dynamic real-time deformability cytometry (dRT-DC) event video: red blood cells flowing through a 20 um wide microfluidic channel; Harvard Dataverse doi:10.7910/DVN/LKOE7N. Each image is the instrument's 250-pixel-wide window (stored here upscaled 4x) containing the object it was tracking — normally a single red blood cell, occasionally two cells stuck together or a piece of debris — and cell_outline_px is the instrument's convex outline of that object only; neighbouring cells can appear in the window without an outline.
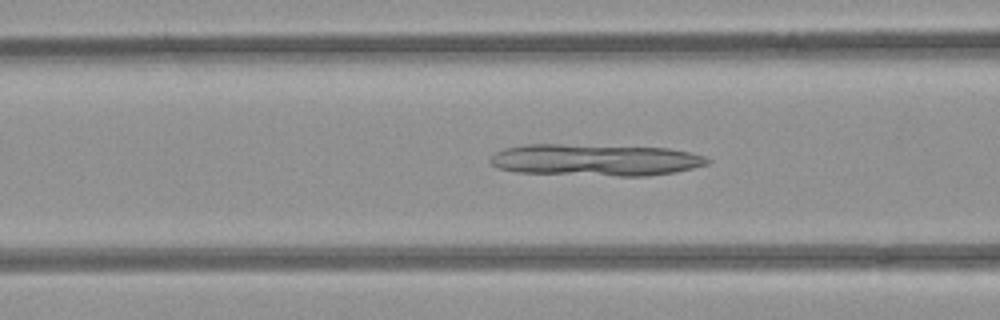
{"species": "common noctule bat (a hibernating species)", "species_latin": "Nyctalus noctula", "temperature_condition": "room temperature", "stored_images_in_passage": 39, "camera_frame_rate_fps": 3000, "um_per_image_px": 0.085, "animal": {"sex": "female", "body_mass_g": 21.9}, "frame": {"image": 1, "passage_image": 8, "time_ms": 2.333, "image_size_px": [1000, 320], "cell_outline_px": [[712, 160], [708, 164], [676, 172], [648, 176], [620, 176], [516, 172], [500, 168], [492, 164], [488, 160], [496, 152], [504, 148], [528, 144], [560, 144], [668, 148], [688, 152], [704, 156]], "centroid_in_image_um": [50.62, 13.6], "position_along_channel_um": 116.0, "area_um2": 40.17}}
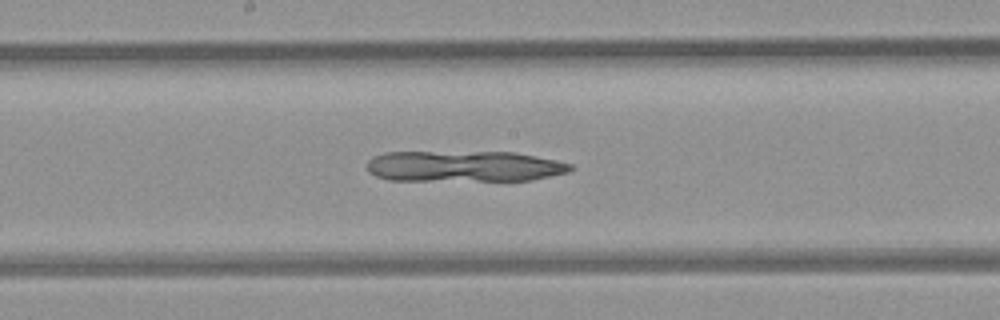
{"frame": {"image": 2, "passage_image": 15, "time_ms": 4.667, "image_size_px": [1000, 320], "cell_outline_px": [[576, 168], [568, 172], [532, 180], [388, 180], [376, 176], [368, 172], [368, 160], [372, 156], [384, 152], [516, 152], [572, 164]], "centroid_in_image_um": [39.43, 14.13], "position_along_channel_um": 208.8, "area_um2": 36.76}}
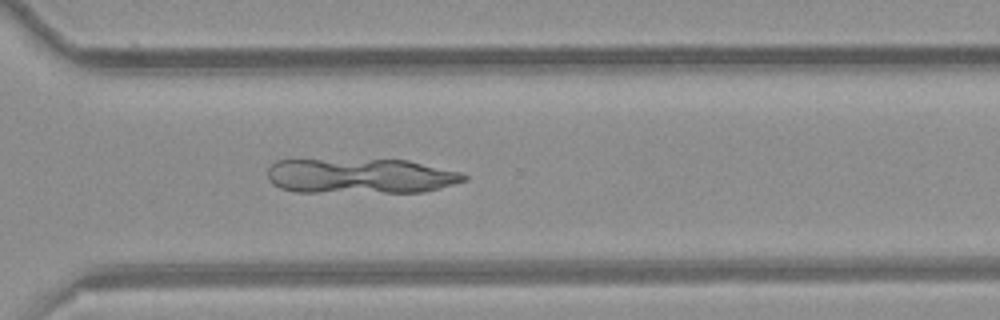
{"frame": {"image": 3, "passage_image": 25, "time_ms": 8.0, "image_size_px": [1000, 320], "cell_outline_px": [[468, 180], [440, 188], [424, 192], [296, 192], [280, 188], [272, 184], [268, 180], [268, 168], [276, 160], [408, 160], [460, 172], [468, 176]], "centroid_in_image_um": [30.64, 14.97], "position_along_channel_um": 340.0, "area_um2": 40.23}}